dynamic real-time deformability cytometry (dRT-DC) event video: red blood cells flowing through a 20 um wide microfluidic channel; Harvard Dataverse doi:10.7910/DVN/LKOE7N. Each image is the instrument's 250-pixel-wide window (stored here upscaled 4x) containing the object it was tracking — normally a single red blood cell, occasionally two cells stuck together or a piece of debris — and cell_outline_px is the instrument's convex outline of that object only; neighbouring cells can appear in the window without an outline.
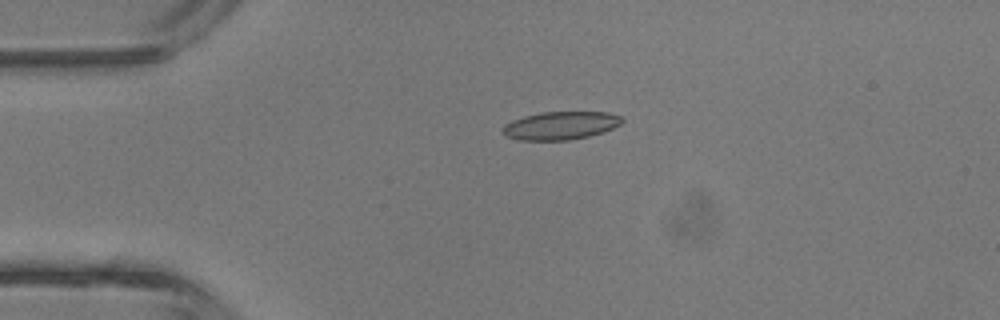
{"species": "common noctule bat (a hibernating species)", "species_latin": "Nyctalus noctula", "temperature_condition": "room temperature", "stored_images_in_passage": 6, "camera_frame_rate_fps": 3000, "um_per_image_px": 0.085, "animal": {"sex": "male", "body_mass_g": 13.3}, "frame": {"image": 1, "passage_image": 3, "time_ms": 2.0, "image_size_px": [1000, 320], "cell_outline_px": [[624, 120], [620, 124], [604, 132], [588, 136], [568, 140], [520, 140], [504, 136], [504, 124], [512, 120], [524, 116], [540, 112], [608, 112], [620, 116]], "centroid_in_image_um": [47.65, 10.67], "position_along_channel_um": 37.4, "area_um2": 19.48}}
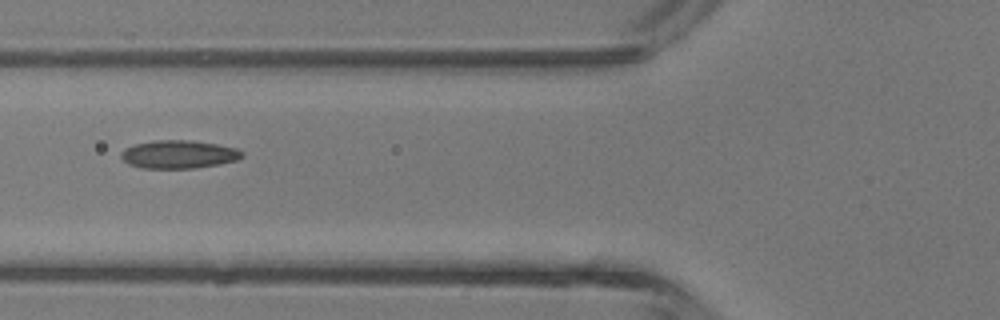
{"frame": {"image": 2, "passage_image": 5, "time_ms": 4.333, "image_size_px": [1000, 320], "cell_outline_px": [[244, 156], [236, 160], [220, 164], [196, 168], [140, 168], [128, 164], [120, 156], [120, 152], [124, 148], [136, 144], [152, 140], [192, 140], [216, 144], [236, 148], [244, 152]], "centroid_in_image_um": [15.18, 13.12], "position_along_channel_um": 110.6, "area_um2": 20.0}}
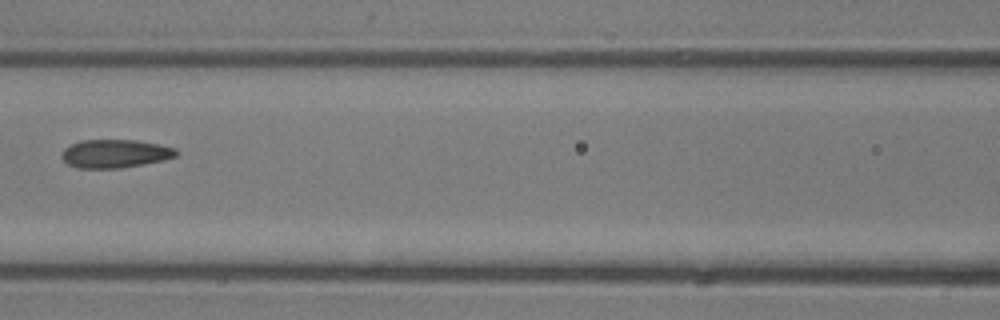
{"frame": {"image": 3, "passage_image": 6, "time_ms": 5.333, "image_size_px": [1000, 320], "cell_outline_px": [[176, 156], [164, 160], [144, 164], [120, 168], [76, 168], [68, 164], [60, 156], [60, 152], [64, 148], [80, 140], [136, 140], [160, 144], [176, 148]], "centroid_in_image_um": [9.76, 13.06], "position_along_channel_um": 156.8, "area_um2": 19.02}}